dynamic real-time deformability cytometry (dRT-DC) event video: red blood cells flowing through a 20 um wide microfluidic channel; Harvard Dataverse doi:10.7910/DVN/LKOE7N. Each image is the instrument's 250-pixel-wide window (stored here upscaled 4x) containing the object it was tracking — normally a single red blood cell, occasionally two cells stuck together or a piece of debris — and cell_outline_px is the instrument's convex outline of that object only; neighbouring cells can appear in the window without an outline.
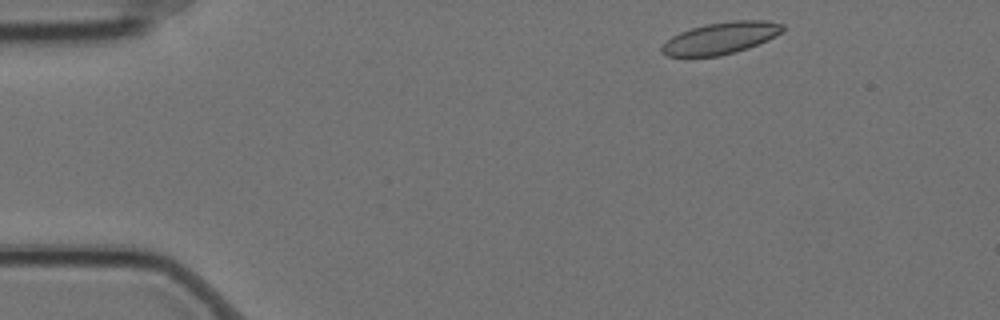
{"species": "Egyptian fruit bat (a non-hibernating species)", "species_latin": "Rousettus aegyptiacus", "temperature_condition": "cold", "stored_images_in_passage": 5, "camera_frame_rate_fps": 3000, "um_per_image_px": 0.085, "animal": {"sex": "female"}, "frame": {"image": 1, "passage_image": 1, "time_ms": 0.0, "image_size_px": [1000, 320], "cell_outline_px": [[784, 32], [768, 40], [748, 48], [736, 52], [720, 56], [692, 60], [668, 56], [660, 52], [660, 48], [672, 36], [680, 32], [692, 28], [708, 24], [736, 20], [768, 20], [784, 24]], "centroid_in_image_um": [61.24, 3.29], "position_along_channel_um": 23.8, "area_um2": 23.18}}
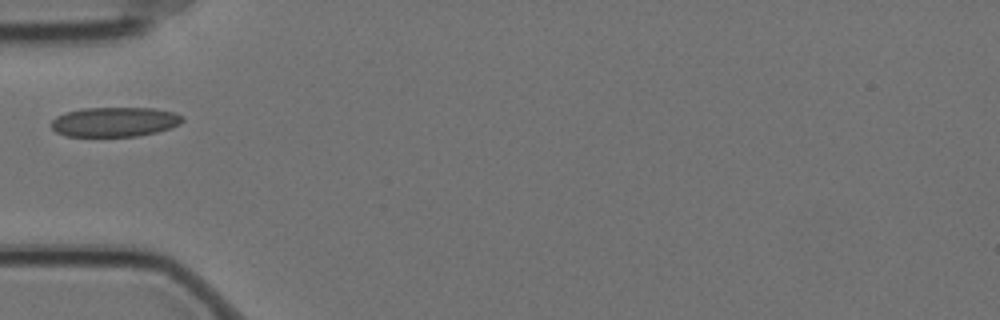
{"frame": {"image": 2, "passage_image": 4, "time_ms": 1.0, "image_size_px": [1000, 320], "cell_outline_px": [[184, 120], [180, 124], [156, 132], [140, 136], [64, 136], [56, 132], [52, 128], [52, 120], [56, 116], [64, 112], [84, 108], [152, 108], [176, 112], [184, 116]], "centroid_in_image_um": [9.75, 10.35], "position_along_channel_um": 75.2, "area_um2": 22.77}}
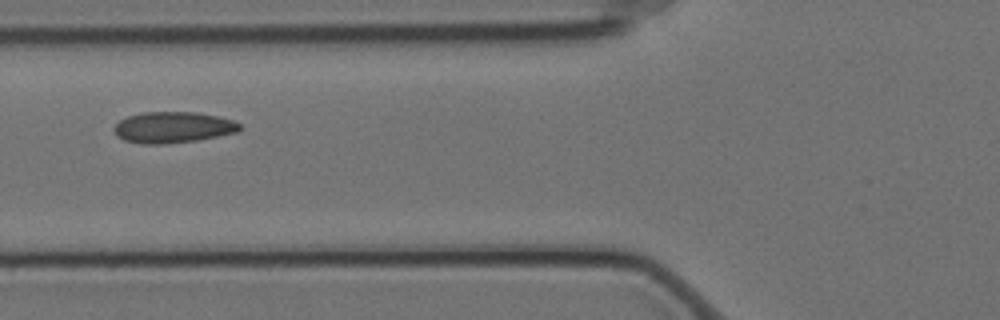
{"frame": {"image": 3, "passage_image": 5, "time_ms": 1.333, "image_size_px": [1000, 320], "cell_outline_px": [[244, 128], [236, 132], [196, 140], [164, 144], [144, 144], [124, 140], [116, 136], [112, 128], [120, 120], [128, 116], [144, 112], [196, 112], [216, 116], [232, 120], [240, 124]], "centroid_in_image_um": [14.67, 10.82], "position_along_channel_um": 111.1, "area_um2": 22.72}}